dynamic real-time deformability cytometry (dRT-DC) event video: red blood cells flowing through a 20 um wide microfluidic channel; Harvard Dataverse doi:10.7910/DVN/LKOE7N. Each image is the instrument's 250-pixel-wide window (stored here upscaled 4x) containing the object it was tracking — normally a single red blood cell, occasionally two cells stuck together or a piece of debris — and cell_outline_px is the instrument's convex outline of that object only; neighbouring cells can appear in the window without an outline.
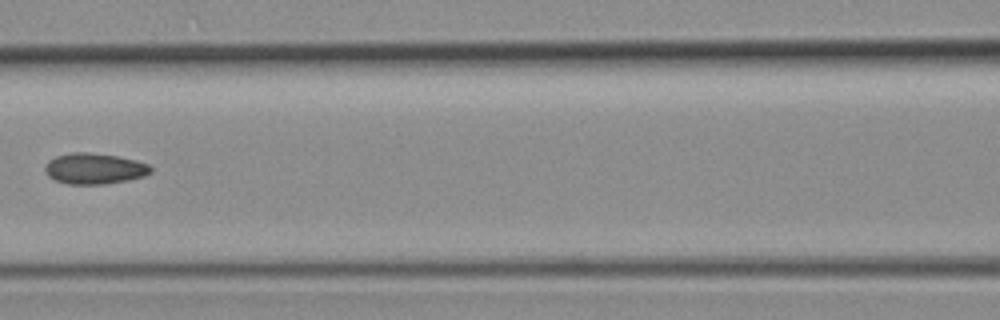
{"species": "common noctule bat (a hibernating species)", "species_latin": "Nyctalus noctula", "temperature_condition": "room temperature", "stored_images_in_passage": 5, "camera_frame_rate_fps": 3000, "um_per_image_px": 0.085, "animal": {"sex": "female", "body_mass_g": 19.3, "forearm_length_mm": 54.1}, "frame": {"image": 1, "passage_image": 5, "time_ms": 5.667, "image_size_px": [1000, 320], "cell_outline_px": [[152, 172], [144, 176], [128, 180], [104, 184], [68, 184], [56, 180], [48, 176], [44, 172], [44, 168], [48, 160], [56, 156], [72, 152], [88, 152], [116, 156], [136, 160], [148, 164], [152, 168]], "centroid_in_image_um": [8.01, 14.33], "position_along_channel_um": 158.6, "area_um2": 19.07}}